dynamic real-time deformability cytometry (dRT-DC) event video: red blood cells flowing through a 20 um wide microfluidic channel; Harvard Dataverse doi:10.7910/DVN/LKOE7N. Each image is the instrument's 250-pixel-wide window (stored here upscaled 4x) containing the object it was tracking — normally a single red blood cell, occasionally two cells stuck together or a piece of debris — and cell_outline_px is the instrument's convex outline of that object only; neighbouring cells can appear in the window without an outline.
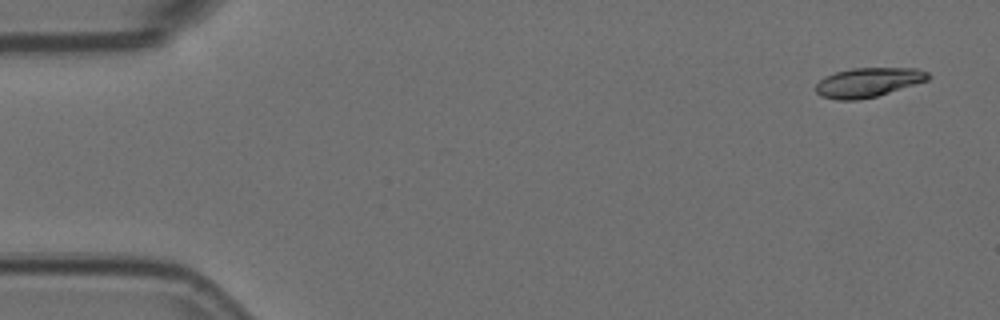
{"species": "Egyptian fruit bat (a non-hibernating species)", "species_latin": "Rousettus aegyptiacus", "temperature_condition": "room temperature", "stored_images_in_passage": 5, "segment_of_instrument_passage": [2, 2], "camera_frame_rate_fps": 3000, "um_per_image_px": 0.085, "animal": {"sex": "female"}, "frame": {"image": 1, "passage_image": 5, "time_ms": 1.333, "image_size_px": [1000, 320], "cell_outline_px": [[932, 76], [928, 80], [876, 96], [856, 100], [836, 100], [820, 96], [816, 92], [816, 84], [824, 76], [836, 72], [852, 68], [920, 68], [928, 72]], "centroid_in_image_um": [73.79, 6.99], "position_along_channel_um": 11.2, "area_um2": 19.25}}